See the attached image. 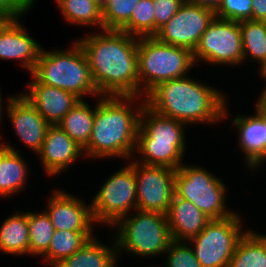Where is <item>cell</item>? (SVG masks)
<instances>
[{
    "label": "cell",
    "mask_w": 266,
    "mask_h": 267,
    "mask_svg": "<svg viewBox=\"0 0 266 267\" xmlns=\"http://www.w3.org/2000/svg\"><path fill=\"white\" fill-rule=\"evenodd\" d=\"M20 19H12L0 32V60H16L31 74L43 48L30 36L28 27Z\"/></svg>",
    "instance_id": "cell-18"
},
{
    "label": "cell",
    "mask_w": 266,
    "mask_h": 267,
    "mask_svg": "<svg viewBox=\"0 0 266 267\" xmlns=\"http://www.w3.org/2000/svg\"><path fill=\"white\" fill-rule=\"evenodd\" d=\"M171 237L175 241H187L198 235L212 220L191 201L174 195L167 213Z\"/></svg>",
    "instance_id": "cell-21"
},
{
    "label": "cell",
    "mask_w": 266,
    "mask_h": 267,
    "mask_svg": "<svg viewBox=\"0 0 266 267\" xmlns=\"http://www.w3.org/2000/svg\"><path fill=\"white\" fill-rule=\"evenodd\" d=\"M239 213L212 219L198 235L187 240L202 267L229 266L239 240L249 229L243 228L244 218Z\"/></svg>",
    "instance_id": "cell-9"
},
{
    "label": "cell",
    "mask_w": 266,
    "mask_h": 267,
    "mask_svg": "<svg viewBox=\"0 0 266 267\" xmlns=\"http://www.w3.org/2000/svg\"><path fill=\"white\" fill-rule=\"evenodd\" d=\"M155 7L153 0H140L132 12L130 21L120 30L132 36H155Z\"/></svg>",
    "instance_id": "cell-30"
},
{
    "label": "cell",
    "mask_w": 266,
    "mask_h": 267,
    "mask_svg": "<svg viewBox=\"0 0 266 267\" xmlns=\"http://www.w3.org/2000/svg\"><path fill=\"white\" fill-rule=\"evenodd\" d=\"M95 1L101 8H103L108 0H95Z\"/></svg>",
    "instance_id": "cell-42"
},
{
    "label": "cell",
    "mask_w": 266,
    "mask_h": 267,
    "mask_svg": "<svg viewBox=\"0 0 266 267\" xmlns=\"http://www.w3.org/2000/svg\"><path fill=\"white\" fill-rule=\"evenodd\" d=\"M37 0H0V11L7 13L12 19L21 18L29 13Z\"/></svg>",
    "instance_id": "cell-35"
},
{
    "label": "cell",
    "mask_w": 266,
    "mask_h": 267,
    "mask_svg": "<svg viewBox=\"0 0 266 267\" xmlns=\"http://www.w3.org/2000/svg\"><path fill=\"white\" fill-rule=\"evenodd\" d=\"M185 76L157 84L145 96V105L156 113L188 125H215L228 115V98L223 90Z\"/></svg>",
    "instance_id": "cell-2"
},
{
    "label": "cell",
    "mask_w": 266,
    "mask_h": 267,
    "mask_svg": "<svg viewBox=\"0 0 266 267\" xmlns=\"http://www.w3.org/2000/svg\"><path fill=\"white\" fill-rule=\"evenodd\" d=\"M195 64L224 67L243 65V49L239 22L214 18L193 52ZM201 61V62H199Z\"/></svg>",
    "instance_id": "cell-11"
},
{
    "label": "cell",
    "mask_w": 266,
    "mask_h": 267,
    "mask_svg": "<svg viewBox=\"0 0 266 267\" xmlns=\"http://www.w3.org/2000/svg\"><path fill=\"white\" fill-rule=\"evenodd\" d=\"M60 15L70 25L103 30L102 8L95 0H54ZM98 28V29H96Z\"/></svg>",
    "instance_id": "cell-25"
},
{
    "label": "cell",
    "mask_w": 266,
    "mask_h": 267,
    "mask_svg": "<svg viewBox=\"0 0 266 267\" xmlns=\"http://www.w3.org/2000/svg\"><path fill=\"white\" fill-rule=\"evenodd\" d=\"M140 0H108L102 8L103 30H121Z\"/></svg>",
    "instance_id": "cell-31"
},
{
    "label": "cell",
    "mask_w": 266,
    "mask_h": 267,
    "mask_svg": "<svg viewBox=\"0 0 266 267\" xmlns=\"http://www.w3.org/2000/svg\"><path fill=\"white\" fill-rule=\"evenodd\" d=\"M239 25L243 64L253 60L259 66L266 59V21L245 20L239 22Z\"/></svg>",
    "instance_id": "cell-28"
},
{
    "label": "cell",
    "mask_w": 266,
    "mask_h": 267,
    "mask_svg": "<svg viewBox=\"0 0 266 267\" xmlns=\"http://www.w3.org/2000/svg\"><path fill=\"white\" fill-rule=\"evenodd\" d=\"M40 158L46 177L60 175L66 169L86 158L83 148L74 142L57 124L48 127L41 150L36 154ZM81 158V159H80Z\"/></svg>",
    "instance_id": "cell-17"
},
{
    "label": "cell",
    "mask_w": 266,
    "mask_h": 267,
    "mask_svg": "<svg viewBox=\"0 0 266 267\" xmlns=\"http://www.w3.org/2000/svg\"><path fill=\"white\" fill-rule=\"evenodd\" d=\"M185 1L198 4L200 6L207 7L216 11L222 4L223 0H185Z\"/></svg>",
    "instance_id": "cell-38"
},
{
    "label": "cell",
    "mask_w": 266,
    "mask_h": 267,
    "mask_svg": "<svg viewBox=\"0 0 266 267\" xmlns=\"http://www.w3.org/2000/svg\"><path fill=\"white\" fill-rule=\"evenodd\" d=\"M135 169L137 210L167 214L175 195L176 170L128 161Z\"/></svg>",
    "instance_id": "cell-12"
},
{
    "label": "cell",
    "mask_w": 266,
    "mask_h": 267,
    "mask_svg": "<svg viewBox=\"0 0 266 267\" xmlns=\"http://www.w3.org/2000/svg\"><path fill=\"white\" fill-rule=\"evenodd\" d=\"M28 211L29 256L42 257L51 243L54 227L45 210Z\"/></svg>",
    "instance_id": "cell-29"
},
{
    "label": "cell",
    "mask_w": 266,
    "mask_h": 267,
    "mask_svg": "<svg viewBox=\"0 0 266 267\" xmlns=\"http://www.w3.org/2000/svg\"><path fill=\"white\" fill-rule=\"evenodd\" d=\"M254 111L248 115L239 113L230 119L231 127L238 135V147L244 155L243 165L251 173L266 160V118L256 108Z\"/></svg>",
    "instance_id": "cell-15"
},
{
    "label": "cell",
    "mask_w": 266,
    "mask_h": 267,
    "mask_svg": "<svg viewBox=\"0 0 266 267\" xmlns=\"http://www.w3.org/2000/svg\"><path fill=\"white\" fill-rule=\"evenodd\" d=\"M96 237L97 235L90 238L77 252L60 260L53 267H117L120 260L113 235L110 246Z\"/></svg>",
    "instance_id": "cell-22"
},
{
    "label": "cell",
    "mask_w": 266,
    "mask_h": 267,
    "mask_svg": "<svg viewBox=\"0 0 266 267\" xmlns=\"http://www.w3.org/2000/svg\"><path fill=\"white\" fill-rule=\"evenodd\" d=\"M186 126L188 125L160 115L144 105L132 160L144 165L177 170L185 162L184 156L188 150Z\"/></svg>",
    "instance_id": "cell-4"
},
{
    "label": "cell",
    "mask_w": 266,
    "mask_h": 267,
    "mask_svg": "<svg viewBox=\"0 0 266 267\" xmlns=\"http://www.w3.org/2000/svg\"><path fill=\"white\" fill-rule=\"evenodd\" d=\"M40 83L60 88L77 96H100L93 82L86 55L76 39L69 48L42 49L31 73Z\"/></svg>",
    "instance_id": "cell-5"
},
{
    "label": "cell",
    "mask_w": 266,
    "mask_h": 267,
    "mask_svg": "<svg viewBox=\"0 0 266 267\" xmlns=\"http://www.w3.org/2000/svg\"><path fill=\"white\" fill-rule=\"evenodd\" d=\"M111 228L119 257L120 253L140 259L164 256L173 241L167 214L160 212L135 210Z\"/></svg>",
    "instance_id": "cell-6"
},
{
    "label": "cell",
    "mask_w": 266,
    "mask_h": 267,
    "mask_svg": "<svg viewBox=\"0 0 266 267\" xmlns=\"http://www.w3.org/2000/svg\"><path fill=\"white\" fill-rule=\"evenodd\" d=\"M32 79L20 94L50 124L56 125L80 101L74 94L60 88L40 83L32 74Z\"/></svg>",
    "instance_id": "cell-19"
},
{
    "label": "cell",
    "mask_w": 266,
    "mask_h": 267,
    "mask_svg": "<svg viewBox=\"0 0 266 267\" xmlns=\"http://www.w3.org/2000/svg\"><path fill=\"white\" fill-rule=\"evenodd\" d=\"M259 72L260 79H264V85L266 86V59L259 65V69H257Z\"/></svg>",
    "instance_id": "cell-41"
},
{
    "label": "cell",
    "mask_w": 266,
    "mask_h": 267,
    "mask_svg": "<svg viewBox=\"0 0 266 267\" xmlns=\"http://www.w3.org/2000/svg\"><path fill=\"white\" fill-rule=\"evenodd\" d=\"M215 17L214 10L185 1L154 37L162 43L186 48L193 53Z\"/></svg>",
    "instance_id": "cell-13"
},
{
    "label": "cell",
    "mask_w": 266,
    "mask_h": 267,
    "mask_svg": "<svg viewBox=\"0 0 266 267\" xmlns=\"http://www.w3.org/2000/svg\"><path fill=\"white\" fill-rule=\"evenodd\" d=\"M228 187L218 175L202 165L184 162L175 175V195L191 201L210 219H223L236 211L226 205Z\"/></svg>",
    "instance_id": "cell-8"
},
{
    "label": "cell",
    "mask_w": 266,
    "mask_h": 267,
    "mask_svg": "<svg viewBox=\"0 0 266 267\" xmlns=\"http://www.w3.org/2000/svg\"><path fill=\"white\" fill-rule=\"evenodd\" d=\"M95 101L94 125L83 149L86 159L129 161L135 152L144 97L98 96Z\"/></svg>",
    "instance_id": "cell-3"
},
{
    "label": "cell",
    "mask_w": 266,
    "mask_h": 267,
    "mask_svg": "<svg viewBox=\"0 0 266 267\" xmlns=\"http://www.w3.org/2000/svg\"><path fill=\"white\" fill-rule=\"evenodd\" d=\"M252 4V0H223L215 16L236 22L252 20Z\"/></svg>",
    "instance_id": "cell-33"
},
{
    "label": "cell",
    "mask_w": 266,
    "mask_h": 267,
    "mask_svg": "<svg viewBox=\"0 0 266 267\" xmlns=\"http://www.w3.org/2000/svg\"><path fill=\"white\" fill-rule=\"evenodd\" d=\"M265 163H266V160L256 169L257 170V172L256 173H258V170H260L259 168H261L262 169V167L261 166H263V165H265Z\"/></svg>",
    "instance_id": "cell-43"
},
{
    "label": "cell",
    "mask_w": 266,
    "mask_h": 267,
    "mask_svg": "<svg viewBox=\"0 0 266 267\" xmlns=\"http://www.w3.org/2000/svg\"><path fill=\"white\" fill-rule=\"evenodd\" d=\"M113 172L91 200L95 223L108 229L122 217L137 210L135 169L128 162Z\"/></svg>",
    "instance_id": "cell-10"
},
{
    "label": "cell",
    "mask_w": 266,
    "mask_h": 267,
    "mask_svg": "<svg viewBox=\"0 0 266 267\" xmlns=\"http://www.w3.org/2000/svg\"><path fill=\"white\" fill-rule=\"evenodd\" d=\"M92 32L75 39L86 55L99 95L139 96L138 37L119 30Z\"/></svg>",
    "instance_id": "cell-1"
},
{
    "label": "cell",
    "mask_w": 266,
    "mask_h": 267,
    "mask_svg": "<svg viewBox=\"0 0 266 267\" xmlns=\"http://www.w3.org/2000/svg\"><path fill=\"white\" fill-rule=\"evenodd\" d=\"M14 96H15L14 94L9 95V96L6 98L7 100L4 101L5 98H2V97H3V94L1 93V88H0V128H1V125L3 124V122L1 121V120H2V117H3V114H4V112L7 111V107H8V105H9L11 99H12ZM3 101L5 102L4 104H3ZM4 105H5V106H4ZM4 108H5V109H4ZM3 111H4V112H3ZM0 130H1V129H0Z\"/></svg>",
    "instance_id": "cell-39"
},
{
    "label": "cell",
    "mask_w": 266,
    "mask_h": 267,
    "mask_svg": "<svg viewBox=\"0 0 266 267\" xmlns=\"http://www.w3.org/2000/svg\"><path fill=\"white\" fill-rule=\"evenodd\" d=\"M185 0H153L155 35L180 9Z\"/></svg>",
    "instance_id": "cell-34"
},
{
    "label": "cell",
    "mask_w": 266,
    "mask_h": 267,
    "mask_svg": "<svg viewBox=\"0 0 266 267\" xmlns=\"http://www.w3.org/2000/svg\"><path fill=\"white\" fill-rule=\"evenodd\" d=\"M249 228L239 240L228 267H266V238Z\"/></svg>",
    "instance_id": "cell-27"
},
{
    "label": "cell",
    "mask_w": 266,
    "mask_h": 267,
    "mask_svg": "<svg viewBox=\"0 0 266 267\" xmlns=\"http://www.w3.org/2000/svg\"><path fill=\"white\" fill-rule=\"evenodd\" d=\"M252 1V20L266 21V0Z\"/></svg>",
    "instance_id": "cell-36"
},
{
    "label": "cell",
    "mask_w": 266,
    "mask_h": 267,
    "mask_svg": "<svg viewBox=\"0 0 266 267\" xmlns=\"http://www.w3.org/2000/svg\"><path fill=\"white\" fill-rule=\"evenodd\" d=\"M164 254L165 267H202L187 241L173 240Z\"/></svg>",
    "instance_id": "cell-32"
},
{
    "label": "cell",
    "mask_w": 266,
    "mask_h": 267,
    "mask_svg": "<svg viewBox=\"0 0 266 267\" xmlns=\"http://www.w3.org/2000/svg\"><path fill=\"white\" fill-rule=\"evenodd\" d=\"M14 211L0 224V252L29 256L28 211Z\"/></svg>",
    "instance_id": "cell-23"
},
{
    "label": "cell",
    "mask_w": 266,
    "mask_h": 267,
    "mask_svg": "<svg viewBox=\"0 0 266 267\" xmlns=\"http://www.w3.org/2000/svg\"><path fill=\"white\" fill-rule=\"evenodd\" d=\"M1 133V132H0ZM0 135V197L14 198L26 190L30 166L23 155L12 144L2 140ZM29 166V167H28ZM6 197V198H5Z\"/></svg>",
    "instance_id": "cell-20"
},
{
    "label": "cell",
    "mask_w": 266,
    "mask_h": 267,
    "mask_svg": "<svg viewBox=\"0 0 266 267\" xmlns=\"http://www.w3.org/2000/svg\"><path fill=\"white\" fill-rule=\"evenodd\" d=\"M88 101L80 100L77 104L57 123V125L81 148L88 145L92 128L96 105L90 106Z\"/></svg>",
    "instance_id": "cell-24"
},
{
    "label": "cell",
    "mask_w": 266,
    "mask_h": 267,
    "mask_svg": "<svg viewBox=\"0 0 266 267\" xmlns=\"http://www.w3.org/2000/svg\"><path fill=\"white\" fill-rule=\"evenodd\" d=\"M257 101L255 102L254 108H256L266 118V86L262 88Z\"/></svg>",
    "instance_id": "cell-37"
},
{
    "label": "cell",
    "mask_w": 266,
    "mask_h": 267,
    "mask_svg": "<svg viewBox=\"0 0 266 267\" xmlns=\"http://www.w3.org/2000/svg\"><path fill=\"white\" fill-rule=\"evenodd\" d=\"M137 54L140 97L157 84L188 76L196 65L190 50L162 43L154 36L138 38Z\"/></svg>",
    "instance_id": "cell-7"
},
{
    "label": "cell",
    "mask_w": 266,
    "mask_h": 267,
    "mask_svg": "<svg viewBox=\"0 0 266 267\" xmlns=\"http://www.w3.org/2000/svg\"><path fill=\"white\" fill-rule=\"evenodd\" d=\"M95 235V231L54 230L48 251L41 257V262L46 267H53L60 260L77 252Z\"/></svg>",
    "instance_id": "cell-26"
},
{
    "label": "cell",
    "mask_w": 266,
    "mask_h": 267,
    "mask_svg": "<svg viewBox=\"0 0 266 267\" xmlns=\"http://www.w3.org/2000/svg\"><path fill=\"white\" fill-rule=\"evenodd\" d=\"M12 18L5 12L0 11V32L9 24Z\"/></svg>",
    "instance_id": "cell-40"
},
{
    "label": "cell",
    "mask_w": 266,
    "mask_h": 267,
    "mask_svg": "<svg viewBox=\"0 0 266 267\" xmlns=\"http://www.w3.org/2000/svg\"><path fill=\"white\" fill-rule=\"evenodd\" d=\"M6 116L20 142L33 154H37L42 148L50 124L20 92L15 93L11 99Z\"/></svg>",
    "instance_id": "cell-16"
},
{
    "label": "cell",
    "mask_w": 266,
    "mask_h": 267,
    "mask_svg": "<svg viewBox=\"0 0 266 267\" xmlns=\"http://www.w3.org/2000/svg\"><path fill=\"white\" fill-rule=\"evenodd\" d=\"M46 201L45 211L54 230L95 231L97 224L92 215L91 203L84 202L80 196L57 188L52 189Z\"/></svg>",
    "instance_id": "cell-14"
},
{
    "label": "cell",
    "mask_w": 266,
    "mask_h": 267,
    "mask_svg": "<svg viewBox=\"0 0 266 267\" xmlns=\"http://www.w3.org/2000/svg\"><path fill=\"white\" fill-rule=\"evenodd\" d=\"M118 267H119V266H118ZM145 267H156V265H154V266H153V265H150V266H149V264H148V266H145ZM157 267H159V266H157Z\"/></svg>",
    "instance_id": "cell-44"
}]
</instances>
